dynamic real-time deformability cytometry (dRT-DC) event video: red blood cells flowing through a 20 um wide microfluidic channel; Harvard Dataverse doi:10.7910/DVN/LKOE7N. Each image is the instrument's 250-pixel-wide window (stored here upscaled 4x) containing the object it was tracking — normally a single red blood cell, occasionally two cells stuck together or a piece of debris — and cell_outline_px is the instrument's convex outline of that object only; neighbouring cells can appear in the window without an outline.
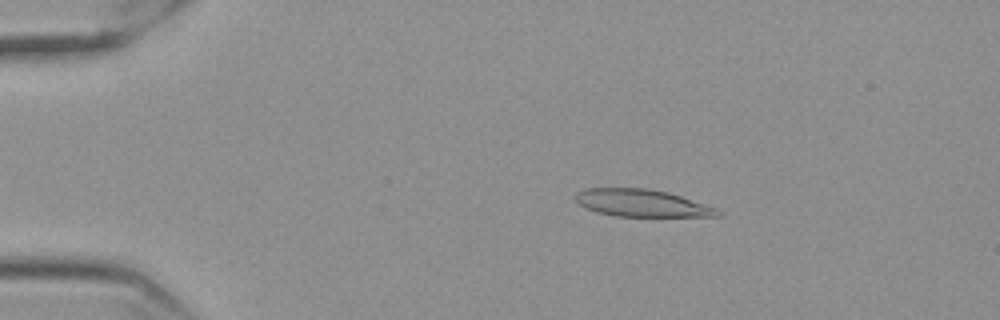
{"species": "Egyptian fruit bat (a non-hibernating species)", "species_latin": "Rousettus aegyptiacus", "temperature_condition": "cold", "stored_images_in_passage": 56, "camera_frame_rate_fps": 3000, "um_per_image_px": 0.085, "frame": {"image": 1, "passage_image": 10, "time_ms": 3.0, "image_size_px": [1000, 320], "cell_outline_px": [[724, 216], [616, 216], [596, 212], [580, 204], [576, 200], [576, 192], [588, 188], [648, 188], [668, 192], [716, 208], [724, 212]], "centroid_in_image_um": [54.58, 17.26], "position_along_channel_um": 30.4, "area_um2": 22.43}}
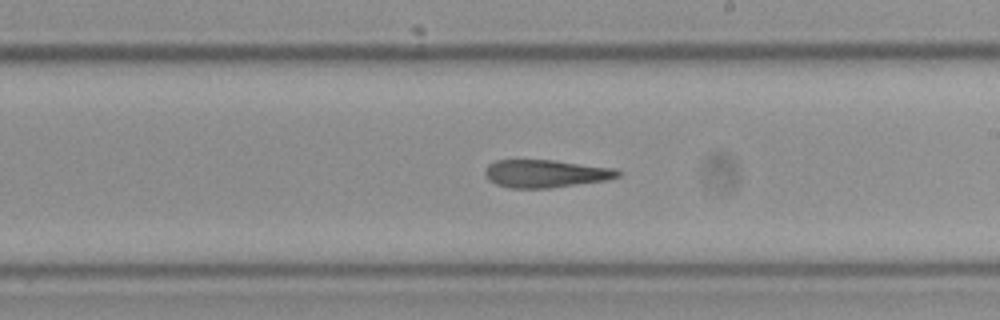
{"frame": {"image": 2, "passage_image": 33, "time_ms": 10.667, "image_size_px": [1000, 320], "cell_outline_px": [[620, 176], [608, 180], [548, 188], [512, 188], [496, 184], [488, 180], [484, 172], [488, 164], [496, 160], [556, 160], [616, 168], [620, 172]], "centroid_in_image_um": [46.39, 14.75], "position_along_channel_um": 242.6, "area_um2": 21.62}}
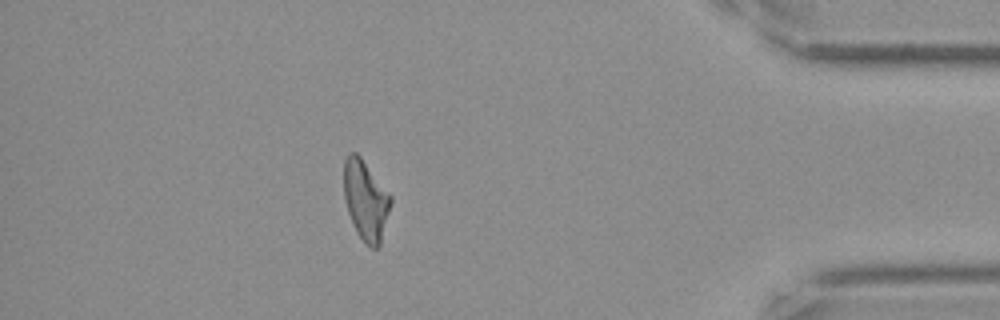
{"frame": {"image": 3, "passage_image": 50, "time_ms": 16.333, "image_size_px": [1000, 320], "cell_outline_px": [[392, 200], [380, 244], [376, 248], [372, 248], [364, 244], [356, 232], [348, 212], [344, 196], [344, 160], [348, 152], [356, 152], [360, 156], [392, 196]], "centroid_in_image_um": [31.07, 17.01], "position_along_channel_um": 404.1, "area_um2": 21.79}, "authors_computed_cell_mechanics": {"area_um2": 22.5998, "velocity_mm_per_s": 3.5588, "shape_relaxation_time_tau1_ms": null, "shape_relaxation_time_tau2_ms": 5.672, "deformation_change_tau1": null, "deformation_change_tau2": 0.1627}}